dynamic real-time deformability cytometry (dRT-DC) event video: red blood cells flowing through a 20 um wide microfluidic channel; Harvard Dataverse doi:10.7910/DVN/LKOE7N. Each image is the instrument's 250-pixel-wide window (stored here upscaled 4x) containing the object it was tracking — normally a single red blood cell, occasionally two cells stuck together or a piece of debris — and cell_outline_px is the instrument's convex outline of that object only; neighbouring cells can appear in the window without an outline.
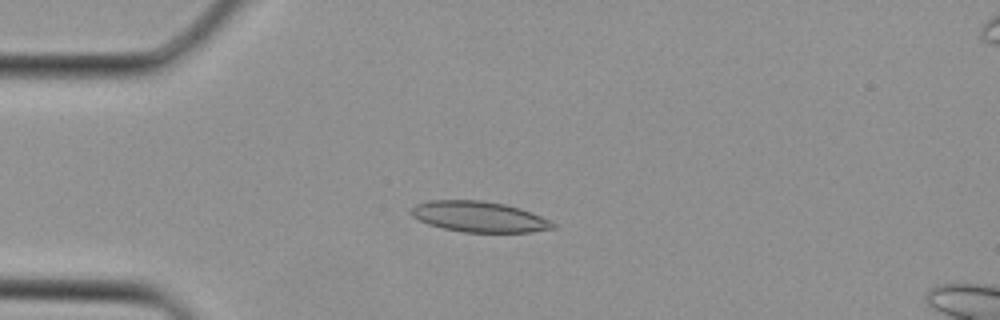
{"species": "Egyptian fruit bat (a non-hibernating species)", "species_latin": "Rousettus aegyptiacus", "temperature_condition": "cold", "stored_images_in_passage": 2, "camera_frame_rate_fps": 3000, "um_per_image_px": 0.085, "animal": {"sex": "female"}, "frame": {"image": 1, "passage_image": 1, "time_ms": 0.0, "image_size_px": [1000, 320], "cell_outline_px": [[556, 228], [532, 232], [464, 232], [444, 228], [428, 224], [412, 216], [408, 212], [416, 204], [428, 200], [480, 200], [504, 204], [520, 208], [540, 216], [556, 224]], "centroid_in_image_um": [40.71, 18.42], "position_along_channel_um": 44.3, "area_um2": 25.26}}